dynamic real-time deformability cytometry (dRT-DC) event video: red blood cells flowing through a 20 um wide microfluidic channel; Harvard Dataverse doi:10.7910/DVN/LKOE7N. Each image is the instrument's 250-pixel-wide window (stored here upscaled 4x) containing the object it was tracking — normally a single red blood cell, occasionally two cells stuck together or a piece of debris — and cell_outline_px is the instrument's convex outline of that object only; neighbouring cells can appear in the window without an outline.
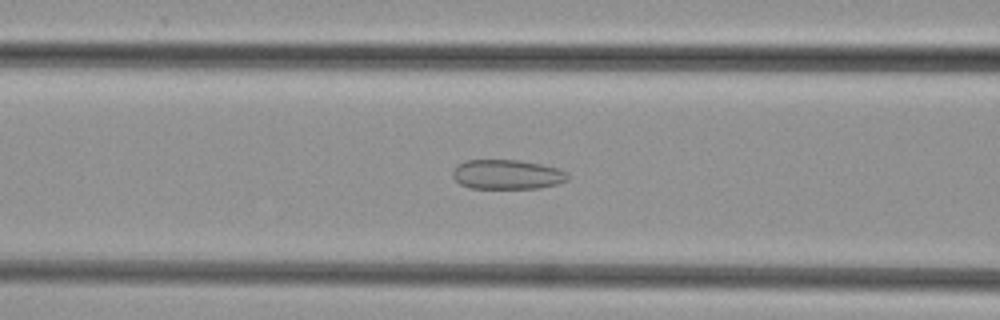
{"species": "common noctule bat (a hibernating species)", "species_latin": "Nyctalus noctula", "temperature_condition": "cold", "stored_images_in_passage": 39, "camera_frame_rate_fps": 3000, "um_per_image_px": 0.085, "animal": {"sex": "female", "body_mass_g": 29.2, "forearm_length_mm": 56.3}, "frame": {"image": 1, "passage_image": 14, "time_ms": 4.333, "image_size_px": [1000, 320], "cell_outline_px": [[568, 180], [556, 184], [540, 188], [472, 188], [460, 184], [452, 176], [452, 172], [464, 160], [520, 160], [560, 168], [568, 172]], "centroid_in_image_um": [43.14, 14.83], "position_along_channel_um": 123.5, "area_um2": 19.83}}
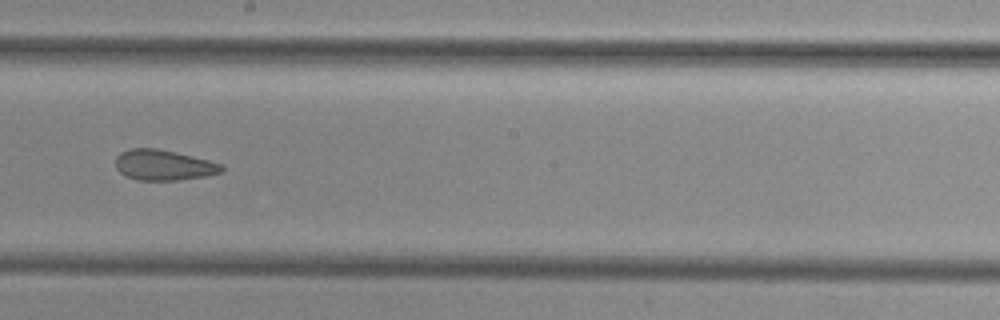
{"frame": {"image": 2, "passage_image": 22, "time_ms": 7.0, "image_size_px": [1000, 320], "cell_outline_px": [[224, 172], [208, 176], [180, 180], [136, 180], [124, 176], [116, 168], [116, 156], [120, 152], [132, 148], [156, 148], [176, 152], [224, 164]], "centroid_in_image_um": [13.93, 14.04], "position_along_channel_um": 234.3, "area_um2": 19.13}}
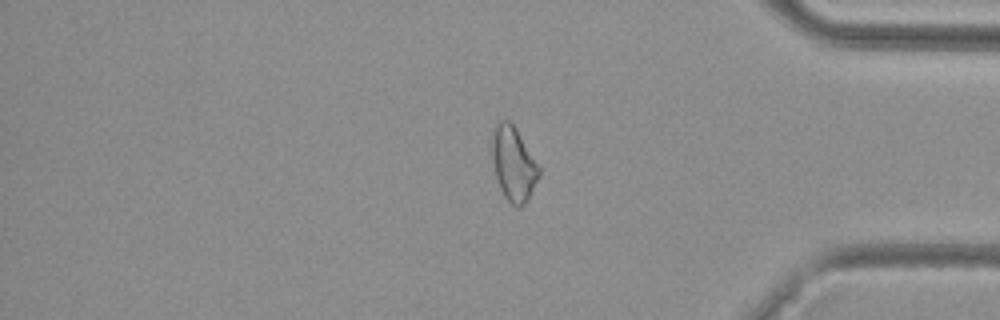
{"frame": {"image": 3, "passage_image": 35, "time_ms": 11.333, "image_size_px": [1000, 320], "cell_outline_px": [[540, 176], [528, 200], [520, 208], [516, 208], [504, 196], [500, 188], [496, 176], [492, 156], [492, 128], [496, 120], [508, 120], [516, 128], [540, 168]], "centroid_in_image_um": [43.64, 13.92], "position_along_channel_um": 391.6, "area_um2": 20.4}}